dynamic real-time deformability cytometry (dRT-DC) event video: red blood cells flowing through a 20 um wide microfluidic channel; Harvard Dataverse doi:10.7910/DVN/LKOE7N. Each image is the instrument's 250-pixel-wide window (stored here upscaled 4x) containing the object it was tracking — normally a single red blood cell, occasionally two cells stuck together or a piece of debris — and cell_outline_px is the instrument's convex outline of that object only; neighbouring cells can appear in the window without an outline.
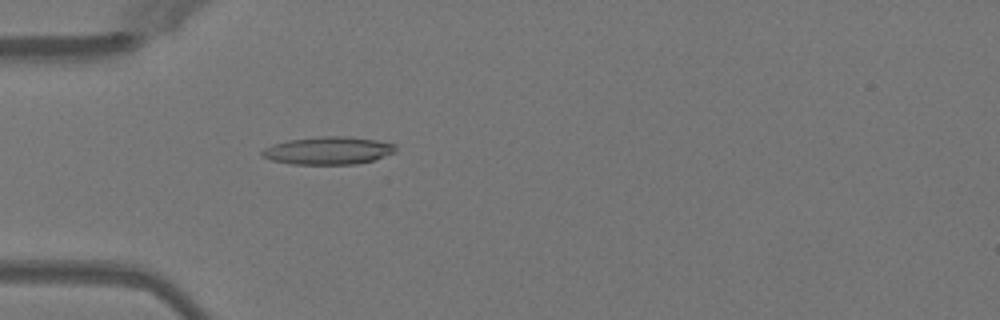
{"species": "Egyptian fruit bat (a non-hibernating species)", "species_latin": "Rousettus aegyptiacus", "temperature_condition": "warm", "stored_images_in_passage": 51, "camera_frame_rate_fps": 3000, "um_per_image_px": 0.085, "animal": {"sex": "female"}, "frame": {"image": 1, "passage_image": 16, "time_ms": 5.0, "image_size_px": [1000, 320], "cell_outline_px": [[396, 152], [372, 160], [356, 164], [292, 164], [272, 160], [264, 156], [260, 152], [264, 148], [288, 140], [324, 136], [348, 136], [376, 140], [396, 144]], "centroid_in_image_um": [27.94, 12.79], "position_along_channel_um": 57.1, "area_um2": 21.39}}
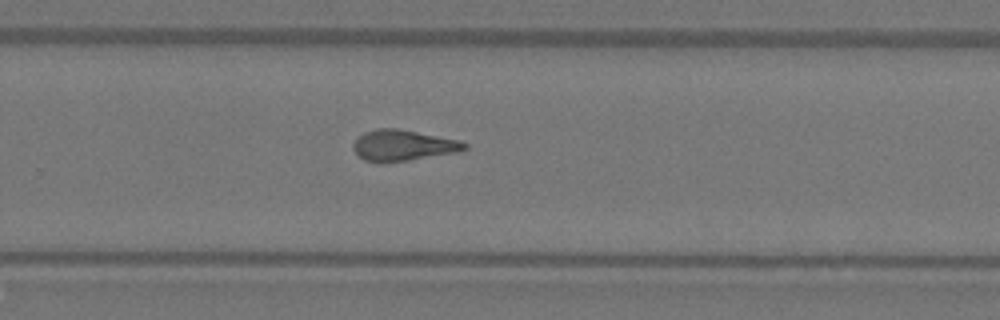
{"frame": {"image": 2, "passage_image": 34, "time_ms": 11.0, "image_size_px": [1000, 320], "cell_outline_px": [[468, 148], [460, 152], [384, 164], [364, 160], [352, 148], [352, 144], [364, 132], [376, 128], [396, 128], [460, 140], [468, 144]], "centroid_in_image_um": [34.27, 12.37], "position_along_channel_um": 295.5, "area_um2": 20.29}}
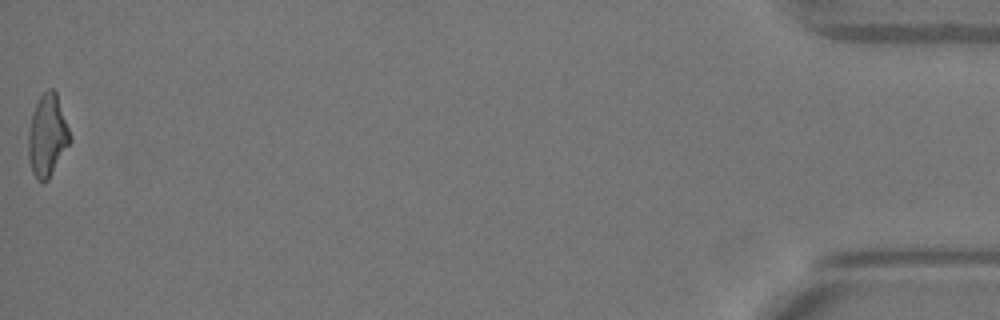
{"frame": {"image": 3, "passage_image": 51, "time_ms": 16.667, "image_size_px": [1000, 320], "cell_outline_px": [[72, 140], [48, 180], [36, 180], [32, 172], [28, 156], [28, 132], [32, 112], [40, 96], [48, 88], [52, 88], [56, 92]], "centroid_in_image_um": [4.01, 11.53], "position_along_channel_um": 431.2, "area_um2": 19.77}, "authors_computed_cell_mechanics": {"area_um2": 19.9988, "velocity_mm_per_s": 4.0676, "shape_relaxation_time_tau1_ms": 9.9871, "shape_relaxation_time_tau2_ms": 2.793, "deformation_change_tau1": 0.2899, "deformation_change_tau2": 0.1365}}